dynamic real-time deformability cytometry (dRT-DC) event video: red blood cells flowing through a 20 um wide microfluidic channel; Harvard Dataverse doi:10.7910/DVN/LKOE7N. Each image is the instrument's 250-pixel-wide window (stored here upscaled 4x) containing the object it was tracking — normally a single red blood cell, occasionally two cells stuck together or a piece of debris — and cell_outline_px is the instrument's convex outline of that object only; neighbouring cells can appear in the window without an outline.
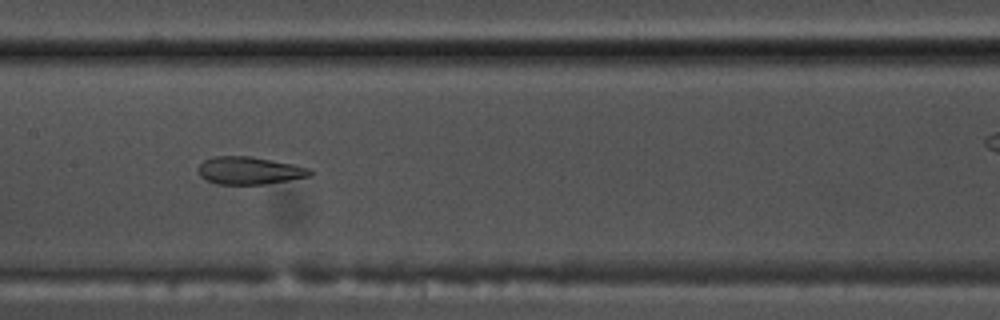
{"species": "common noctule bat (a hibernating species)", "species_latin": "Nyctalus noctula", "temperature_condition": "warm", "stored_images_in_passage": 56, "camera_frame_rate_fps": 3000, "um_per_image_px": 0.085, "animal": {"sex": "male", "body_mass_g": 17.5, "forearm_length_mm": 52.3}, "frame": {"image": 1, "passage_image": 28, "time_ms": 9.0, "image_size_px": [1000, 320], "cell_outline_px": [[312, 176], [264, 184], [216, 184], [204, 180], [200, 176], [200, 164], [204, 160], [212, 156], [252, 156], [292, 164], [308, 168], [312, 172]], "centroid_in_image_um": [21.18, 14.5], "position_along_channel_um": 186.2, "area_um2": 17.92}}
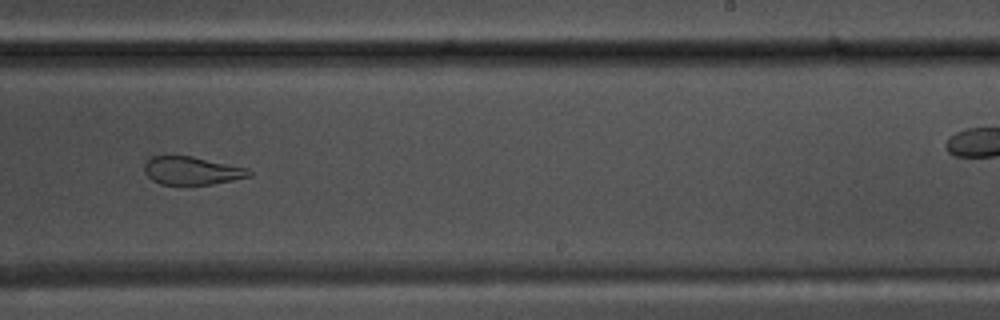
{"frame": {"image": 2, "passage_image": 35, "time_ms": 11.333, "image_size_px": [1000, 320], "cell_outline_px": [[252, 176], [212, 184], [160, 184], [152, 180], [144, 172], [144, 164], [152, 156], [192, 156], [248, 168], [252, 172]], "centroid_in_image_um": [16.31, 14.5], "position_along_channel_um": 272.7, "area_um2": 17.05}}
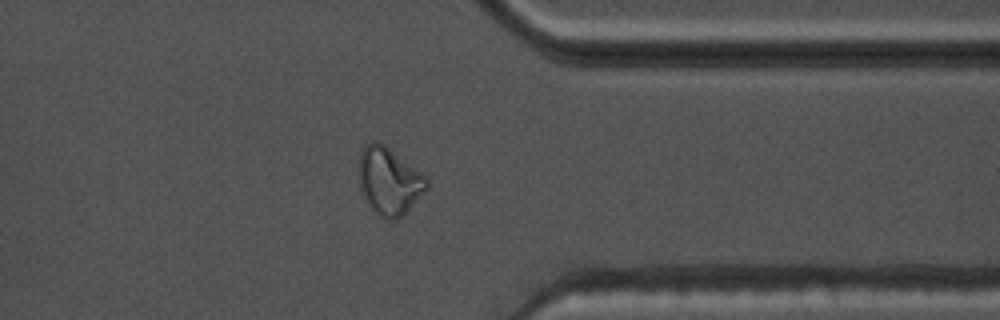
{"frame": {"image": 3, "passage_image": 44, "time_ms": 14.333, "image_size_px": [1000, 320], "cell_outline_px": [[428, 188], [396, 220], [388, 220], [380, 216], [368, 204], [360, 192], [360, 152], [372, 140], [376, 140], [384, 144], [428, 176]], "centroid_in_image_um": [33.09, 15.37], "position_along_channel_um": 378.3, "area_um2": 26.36}, "authors_computed_cell_mechanics": {"area_um2": 23.698, "velocity_mm_per_s": 3.7179, "shape_relaxation_time_tau1_ms": null, "shape_relaxation_time_tau2_ms": 1.6781, "deformation_change_tau1": null, "deformation_change_tau2": 0.0992}}